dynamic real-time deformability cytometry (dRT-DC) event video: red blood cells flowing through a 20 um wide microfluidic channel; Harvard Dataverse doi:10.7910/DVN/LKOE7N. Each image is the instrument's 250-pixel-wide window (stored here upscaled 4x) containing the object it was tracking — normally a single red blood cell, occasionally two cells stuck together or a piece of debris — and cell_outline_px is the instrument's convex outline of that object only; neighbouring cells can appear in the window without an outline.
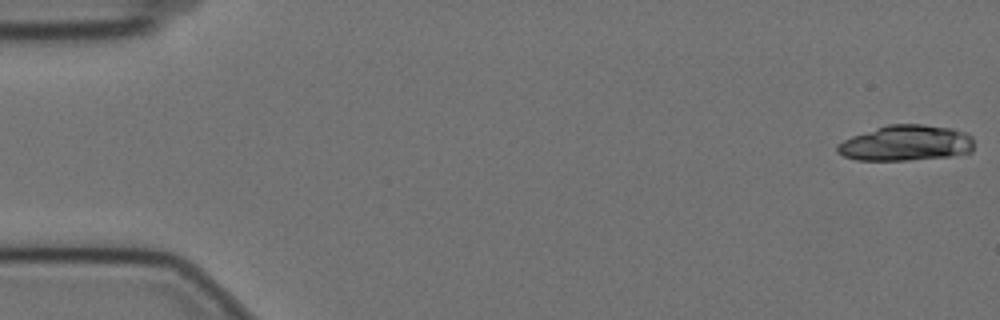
{"species": "Egyptian fruit bat (a non-hibernating species)", "species_latin": "Rousettus aegyptiacus", "temperature_condition": "cold", "stored_images_in_passage": 17, "camera_frame_rate_fps": 3000, "um_per_image_px": 0.085, "animal": {"sex": "female"}, "frame": {"image": 1, "passage_image": 1, "time_ms": 0.0, "image_size_px": [1000, 320], "cell_outline_px": [[972, 152], [948, 156], [908, 160], [856, 160], [844, 156], [836, 152], [836, 144], [852, 136], [888, 124], [924, 124], [952, 128], [964, 132], [972, 136]], "centroid_in_image_um": [76.98, 12.16], "position_along_channel_um": 8.0, "area_um2": 28.32}}
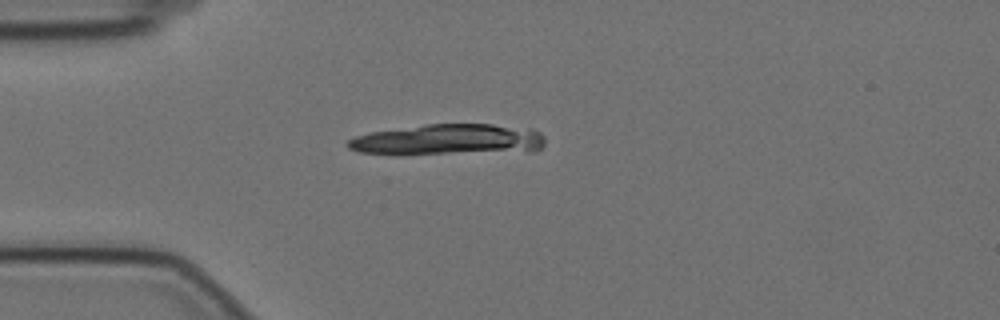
{"frame": {"image": 2, "passage_image": 15, "time_ms": 4.667, "image_size_px": [1000, 320], "cell_outline_px": [[544, 144], [540, 148], [528, 152], [360, 152], [348, 148], [344, 144], [348, 140], [356, 136], [372, 132], [424, 124], [492, 124], [540, 132], [544, 136]], "centroid_in_image_um": [38.14, 11.84], "position_along_channel_um": 46.9, "area_um2": 34.1}}